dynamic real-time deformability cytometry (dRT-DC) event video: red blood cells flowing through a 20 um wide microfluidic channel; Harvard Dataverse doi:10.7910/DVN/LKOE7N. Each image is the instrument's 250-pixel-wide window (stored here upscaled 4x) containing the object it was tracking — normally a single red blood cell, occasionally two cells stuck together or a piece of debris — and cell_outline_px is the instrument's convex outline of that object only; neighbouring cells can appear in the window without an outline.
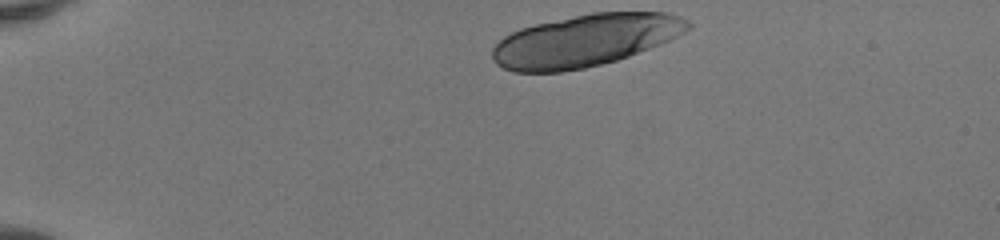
{"species": "human", "species_latin": "Homo sapiens", "temperature_condition": "room temperature", "stored_images_in_passage": 39, "camera_frame_rate_fps": 3000, "um_per_image_px": 0.085, "donor": {"sex": "female"}, "frame": {"image": 1, "passage_image": 1, "time_ms": 0.0, "image_size_px": [1000, 240], "cell_outline_px": [[692, 28], [660, 44], [628, 56], [616, 60], [584, 68], [560, 72], [516, 72], [504, 68], [496, 64], [492, 60], [492, 48], [504, 36], [520, 28], [536, 24], [592, 12], [668, 12], [680, 16], [688, 20], [692, 24]], "centroid_in_image_um": [49.74, 3.44], "position_along_channel_um": 35.3, "area_um2": 59.3}}